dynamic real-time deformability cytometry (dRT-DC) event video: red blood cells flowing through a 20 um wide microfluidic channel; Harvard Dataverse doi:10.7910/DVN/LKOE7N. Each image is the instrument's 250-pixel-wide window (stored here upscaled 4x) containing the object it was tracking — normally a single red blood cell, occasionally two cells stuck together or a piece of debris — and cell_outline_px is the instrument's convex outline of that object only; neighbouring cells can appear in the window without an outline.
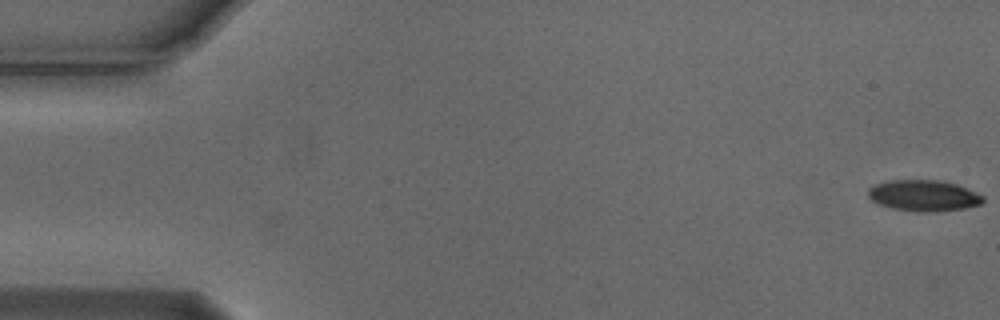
{"species": "Egyptian fruit bat (a non-hibernating species)", "species_latin": "Rousettus aegyptiacus", "temperature_condition": "cold", "stored_images_in_passage": 5, "camera_frame_rate_fps": 3000, "um_per_image_px": 0.085, "animal": {"sex": "male"}, "frame": {"image": 1, "passage_image": 1, "time_ms": 0.0, "image_size_px": [1000, 320], "cell_outline_px": [[984, 200], [980, 204], [964, 208], [932, 212], [916, 212], [892, 208], [880, 204], [872, 200], [868, 196], [868, 188], [876, 184], [888, 180], [936, 180], [956, 184], [976, 192], [984, 196]], "centroid_in_image_um": [78.5, 16.62], "position_along_channel_um": 6.5, "area_um2": 20.75}}
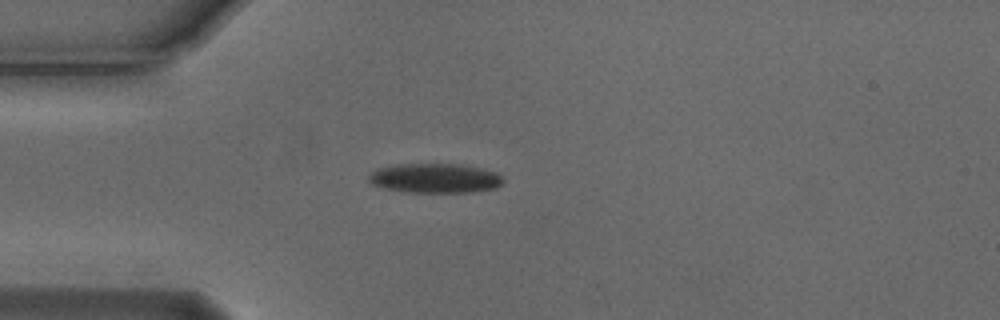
{"frame": {"image": 2, "passage_image": 5, "time_ms": 1.333, "image_size_px": [1000, 320], "cell_outline_px": [[504, 180], [496, 188], [468, 192], [404, 192], [384, 188], [372, 184], [368, 180], [368, 176], [376, 168], [396, 164], [456, 164], [480, 168], [496, 172]], "centroid_in_image_um": [36.93, 15.14], "position_along_channel_um": 48.1, "area_um2": 23.06}}